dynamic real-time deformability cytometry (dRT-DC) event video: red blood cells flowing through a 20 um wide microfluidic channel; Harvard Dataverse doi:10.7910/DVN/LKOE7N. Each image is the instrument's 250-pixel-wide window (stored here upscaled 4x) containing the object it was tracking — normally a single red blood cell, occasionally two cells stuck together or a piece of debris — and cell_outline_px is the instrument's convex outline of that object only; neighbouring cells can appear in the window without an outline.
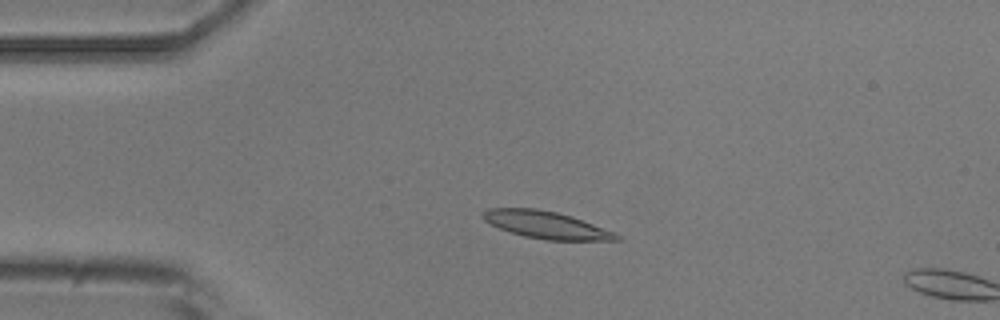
{"species": "common noctule bat (a hibernating species)", "species_latin": "Nyctalus noctula", "temperature_condition": "room temperature", "stored_images_in_passage": 4, "camera_frame_rate_fps": 3000, "um_per_image_px": 0.085, "animal": {"sex": "male", "body_mass_g": 20.5, "forearm_length_mm": 52.5}, "frame": {"image": 1, "passage_image": 3, "time_ms": 2.333, "image_size_px": [1000, 320], "cell_outline_px": [[624, 240], [544, 240], [524, 236], [500, 228], [484, 220], [480, 216], [488, 208], [536, 208], [556, 212], [572, 216], [616, 232]], "centroid_in_image_um": [46.46, 19.11], "position_along_channel_um": 38.5, "area_um2": 21.21}}